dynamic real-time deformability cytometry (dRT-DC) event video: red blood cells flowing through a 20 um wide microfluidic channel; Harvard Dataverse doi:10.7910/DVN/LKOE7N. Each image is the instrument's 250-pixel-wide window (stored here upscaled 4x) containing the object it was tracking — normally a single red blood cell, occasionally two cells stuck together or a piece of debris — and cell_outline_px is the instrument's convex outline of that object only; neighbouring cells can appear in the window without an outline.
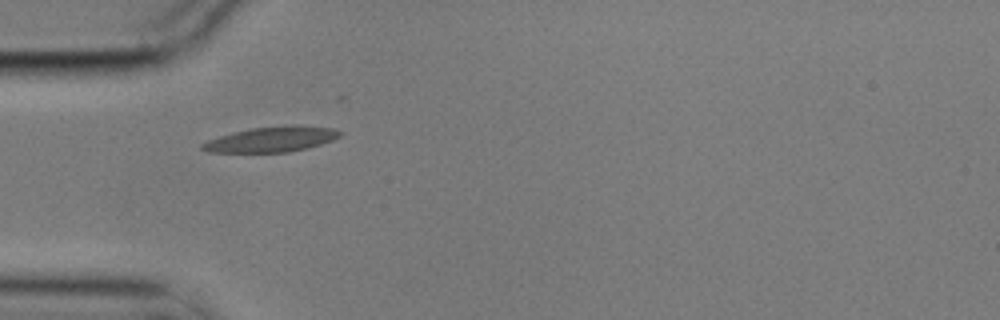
{"species": "common noctule bat (a hibernating species)", "species_latin": "Nyctalus noctula", "temperature_condition": "cold", "stored_images_in_passage": 2, "camera_frame_rate_fps": 3000, "um_per_image_px": 0.085, "animal": {"sex": "male", "body_mass_g": 17.9}, "frame": {"image": 1, "passage_image": 1, "time_ms": 0.0, "image_size_px": [1000, 320], "cell_outline_px": [[344, 132], [340, 136], [332, 140], [308, 148], [288, 152], [208, 152], [200, 148], [200, 144], [208, 140], [232, 132], [252, 128], [296, 124], [332, 128]], "centroid_in_image_um": [23.1, 11.83], "position_along_channel_um": 61.9, "area_um2": 20.35}}
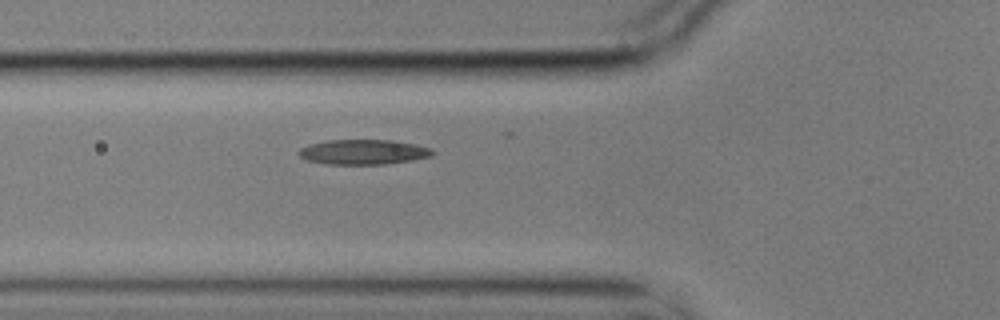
{"frame": {"image": 2, "passage_image": 2, "time_ms": 0.333, "image_size_px": [1000, 320], "cell_outline_px": [[436, 152], [432, 156], [412, 160], [384, 164], [324, 164], [308, 160], [300, 156], [296, 152], [300, 148], [308, 144], [328, 140], [392, 140], [416, 144], [432, 148]], "centroid_in_image_um": [30.9, 12.91], "position_along_channel_um": 94.9, "area_um2": 19.59}}